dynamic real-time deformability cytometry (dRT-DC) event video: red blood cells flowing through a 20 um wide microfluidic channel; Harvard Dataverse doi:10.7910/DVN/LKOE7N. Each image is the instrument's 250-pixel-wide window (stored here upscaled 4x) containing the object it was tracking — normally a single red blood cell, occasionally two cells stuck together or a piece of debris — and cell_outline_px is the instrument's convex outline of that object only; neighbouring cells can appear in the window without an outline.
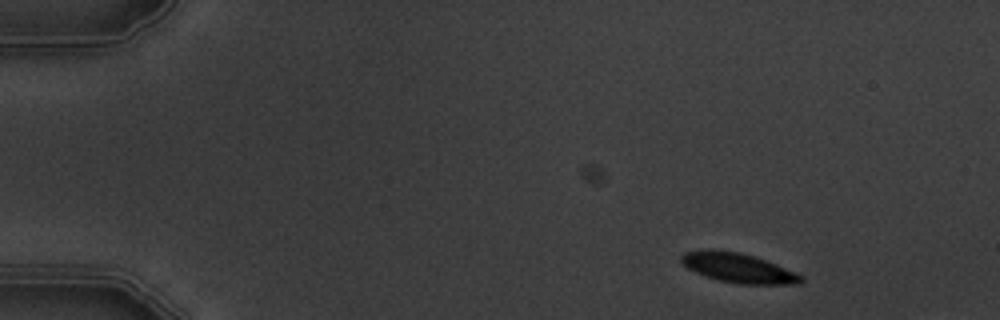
{"species": "common noctule bat (a hibernating species)", "species_latin": "Nyctalus noctula", "temperature_condition": "warm", "stored_images_in_passage": 5, "camera_frame_rate_fps": 3000, "um_per_image_px": 0.085, "animal": {"sex": "male", "body_mass_g": 19.5, "forearm_length_mm": 54.6}, "frame": {"image": 1, "passage_image": 1, "time_ms": 0.0, "image_size_px": [1000, 320], "cell_outline_px": [[804, 280], [800, 284], [736, 284], [716, 280], [704, 276], [688, 268], [680, 260], [680, 256], [684, 252], [740, 252], [776, 264], [796, 272], [804, 276]], "centroid_in_image_um": [62.83, 22.83], "position_along_channel_um": 22.2, "area_um2": 20.06}}